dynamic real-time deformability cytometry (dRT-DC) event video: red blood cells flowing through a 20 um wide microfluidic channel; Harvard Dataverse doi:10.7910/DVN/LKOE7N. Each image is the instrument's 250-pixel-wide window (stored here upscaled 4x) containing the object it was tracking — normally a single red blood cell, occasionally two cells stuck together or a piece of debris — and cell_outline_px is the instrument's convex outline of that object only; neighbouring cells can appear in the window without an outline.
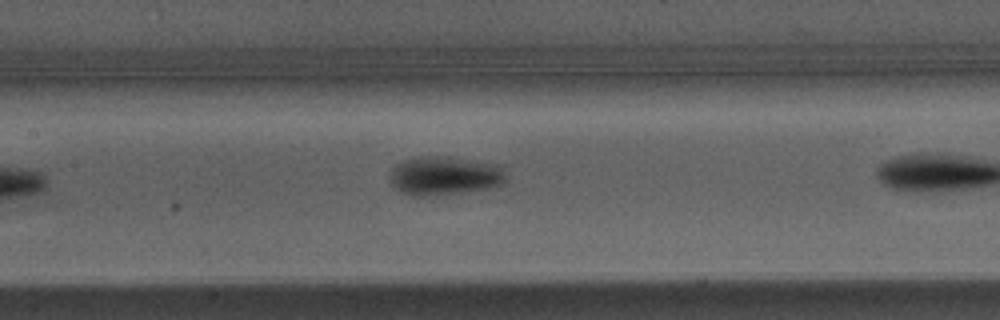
{"species": "Egyptian fruit bat (a non-hibernating species)", "species_latin": "Rousettus aegyptiacus", "temperature_condition": "warm", "stored_images_in_passage": 25, "camera_frame_rate_fps": 3000, "um_per_image_px": 0.085, "animal": {"sex": "male"}, "frame": {"image": 1, "passage_image": 8, "time_ms": 2.333, "image_size_px": [1000, 320], "cell_outline_px": [[508, 180], [504, 184], [488, 188], [436, 196], [412, 196], [400, 192], [388, 180], [388, 176], [392, 168], [396, 164], [404, 160], [420, 156], [452, 156], [504, 164], [508, 176]], "centroid_in_image_um": [37.86, 14.92], "position_along_channel_um": 169.5, "area_um2": 27.34}}
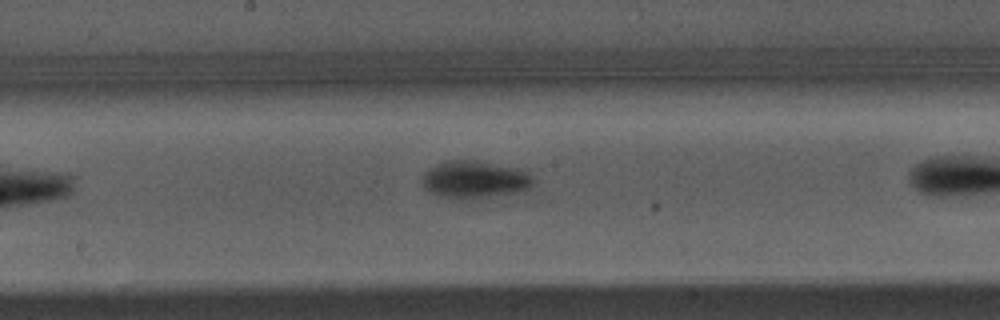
{"frame": {"image": 2, "passage_image": 11, "time_ms": 3.333, "image_size_px": [1000, 320], "cell_outline_px": [[532, 188], [516, 192], [460, 200], [452, 200], [436, 196], [424, 188], [424, 172], [428, 168], [444, 160], [472, 160], [516, 168], [528, 172], [532, 176]], "centroid_in_image_um": [40.29, 15.27], "position_along_channel_um": 207.9, "area_um2": 24.22}}